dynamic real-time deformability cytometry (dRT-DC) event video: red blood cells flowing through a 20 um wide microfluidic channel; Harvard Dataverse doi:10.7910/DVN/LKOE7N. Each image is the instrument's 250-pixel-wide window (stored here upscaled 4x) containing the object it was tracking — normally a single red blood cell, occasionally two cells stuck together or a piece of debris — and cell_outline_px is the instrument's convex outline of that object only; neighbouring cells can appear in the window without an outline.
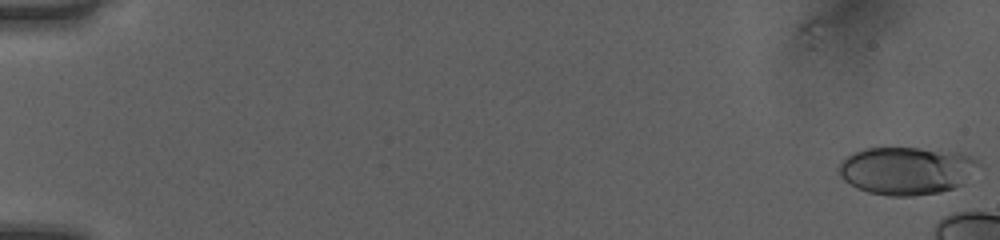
{"species": "human", "species_latin": "Homo sapiens", "temperature_condition": "room temperature", "stored_images_in_passage": 13, "camera_frame_rate_fps": 3000, "um_per_image_px": 0.085, "donor": {"sex": "female"}, "frame": {"image": 1, "passage_image": 1, "time_ms": 0.0, "image_size_px": [1000, 240], "cell_outline_px": [[984, 168], [964, 184], [940, 192], [912, 196], [888, 196], [868, 192], [856, 188], [844, 180], [836, 172], [836, 168], [840, 160], [864, 148], [916, 148], [960, 152], [972, 156], [980, 160], [984, 164]], "centroid_in_image_um": [77.14, 14.5], "position_along_channel_um": 7.9, "area_um2": 40.0}}